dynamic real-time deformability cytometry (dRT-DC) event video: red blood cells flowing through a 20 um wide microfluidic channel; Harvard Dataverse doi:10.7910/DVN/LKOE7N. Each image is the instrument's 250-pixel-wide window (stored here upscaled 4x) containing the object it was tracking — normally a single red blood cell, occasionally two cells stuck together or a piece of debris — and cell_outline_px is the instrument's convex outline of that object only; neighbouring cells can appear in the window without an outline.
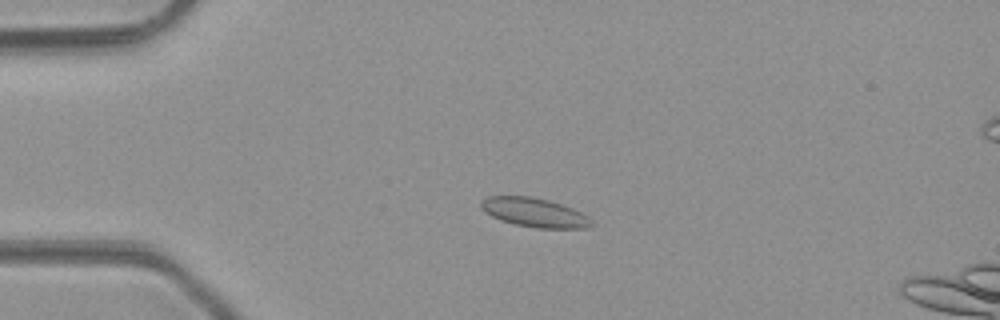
{"species": "common noctule bat (a hibernating species)", "species_latin": "Nyctalus noctula", "temperature_condition": "room temperature", "stored_images_in_passage": 49, "camera_frame_rate_fps": 3000, "um_per_image_px": 0.085, "animal": {"sex": "male", "body_mass_g": 23.1, "forearm_length_mm": 52.7}, "frame": {"image": 1, "passage_image": 12, "time_ms": 3.667, "image_size_px": [1000, 320], "cell_outline_px": [[592, 224], [588, 228], [536, 228], [516, 224], [500, 220], [484, 212], [480, 208], [480, 200], [488, 196], [528, 196], [548, 200], [572, 208], [588, 216]], "centroid_in_image_um": [45.38, 18.06], "position_along_channel_um": 39.6, "area_um2": 18.61}}
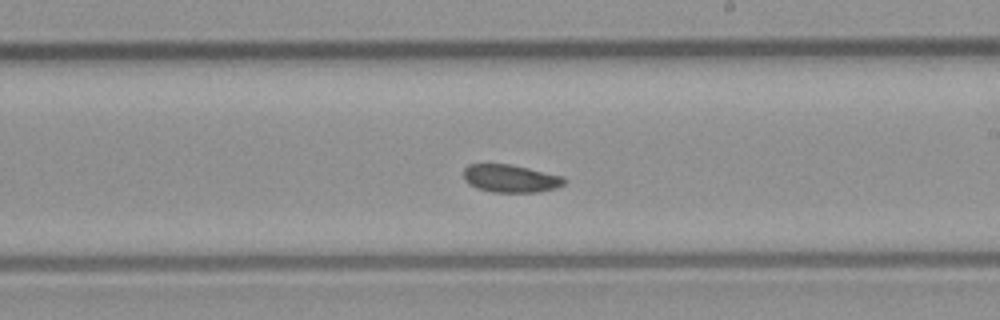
{"frame": {"image": 2, "passage_image": 29, "time_ms": 9.333, "image_size_px": [1000, 320], "cell_outline_px": [[568, 180], [564, 184], [556, 188], [540, 192], [492, 192], [476, 188], [468, 184], [464, 180], [464, 168], [468, 164], [508, 164], [528, 168], [564, 176]], "centroid_in_image_um": [43.41, 15.18], "position_along_channel_um": 245.6, "area_um2": 16.47}}
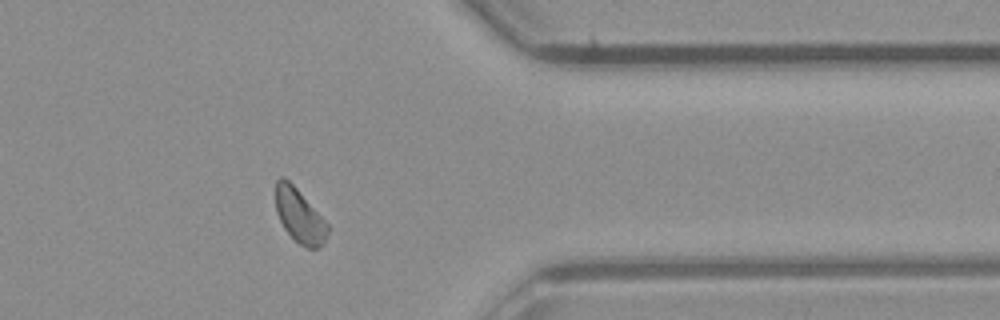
{"frame": {"image": 3, "passage_image": 40, "time_ms": 13.0, "image_size_px": [1000, 320], "cell_outline_px": [[328, 232], [324, 244], [320, 248], [308, 248], [300, 244], [284, 228], [276, 212], [276, 180], [280, 176], [284, 176], [296, 188], [328, 224]], "centroid_in_image_um": [25.45, 18.35], "position_along_channel_um": 385.9, "area_um2": 16.07}, "authors_computed_cell_mechanics": {"area_um2": 17.1088, "velocity_mm_per_s": 4.215, "shape_relaxation_time_tau1_ms": 1.6275, "shape_relaxation_time_tau2_ms": null, "deformation_change_tau1": 0.0498, "deformation_change_tau2": null}}